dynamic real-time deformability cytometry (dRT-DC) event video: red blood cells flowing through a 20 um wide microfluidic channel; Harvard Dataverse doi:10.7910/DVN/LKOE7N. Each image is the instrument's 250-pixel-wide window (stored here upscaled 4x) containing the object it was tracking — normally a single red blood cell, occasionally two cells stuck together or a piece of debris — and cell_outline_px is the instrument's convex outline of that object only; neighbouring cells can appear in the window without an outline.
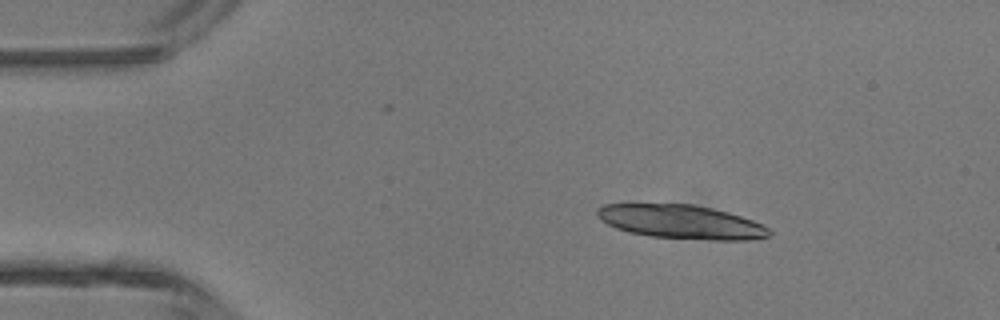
{"species": "common noctule bat (a hibernating species)", "species_latin": "Nyctalus noctula", "temperature_condition": "room temperature", "stored_images_in_passage": 2, "camera_frame_rate_fps": 3000, "um_per_image_px": 0.085, "animal": {"sex": "male", "body_mass_g": 13.3}, "frame": {"image": 1, "passage_image": 1, "time_ms": 0.0, "image_size_px": [1000, 320], "cell_outline_px": [[772, 236], [752, 240], [712, 240], [648, 236], [628, 232], [616, 228], [600, 220], [596, 216], [596, 208], [604, 204], [692, 204], [712, 208], [728, 212], [764, 224], [772, 232]], "centroid_in_image_um": [57.91, 18.86], "position_along_channel_um": 27.1, "area_um2": 34.22}}